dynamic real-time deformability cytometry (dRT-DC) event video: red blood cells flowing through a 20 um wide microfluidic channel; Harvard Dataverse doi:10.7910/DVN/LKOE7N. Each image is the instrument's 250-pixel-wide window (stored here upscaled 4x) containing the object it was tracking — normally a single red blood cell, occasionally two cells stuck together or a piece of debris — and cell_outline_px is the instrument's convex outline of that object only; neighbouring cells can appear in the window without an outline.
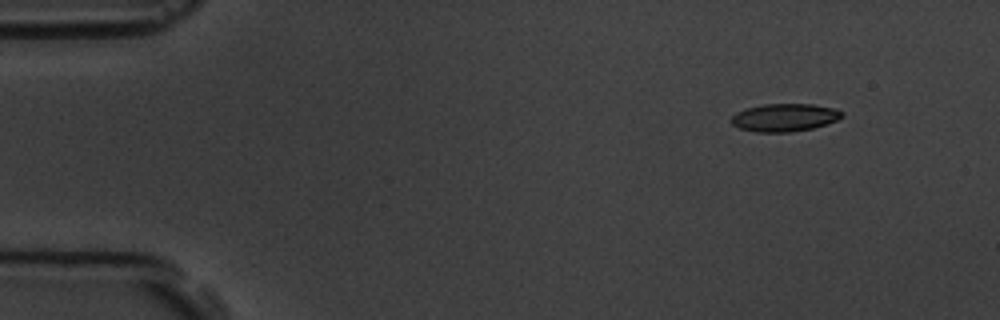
{"species": "common noctule bat (a hibernating species)", "species_latin": "Nyctalus noctula", "temperature_condition": "room temperature", "stored_images_in_passage": 5, "camera_frame_rate_fps": 3000, "um_per_image_px": 0.085, "animal": {"sex": "male", "body_mass_g": 19.5, "forearm_length_mm": 54.6}, "frame": {"image": 1, "passage_image": 1, "time_ms": 0.0, "image_size_px": [1000, 320], "cell_outline_px": [[844, 116], [836, 120], [812, 128], [788, 132], [756, 132], [740, 128], [732, 124], [732, 116], [736, 112], [748, 108], [764, 104], [812, 104], [836, 108], [844, 112]], "centroid_in_image_um": [66.71, 9.98], "position_along_channel_um": 18.3, "area_um2": 17.8}}
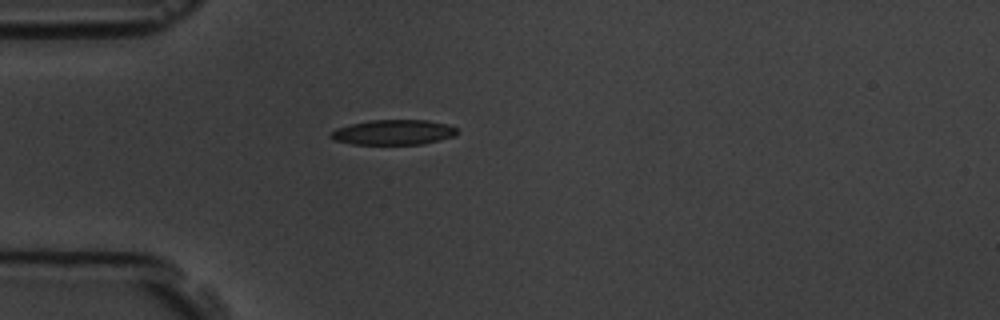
{"frame": {"image": 2, "passage_image": 4, "time_ms": 3.333, "image_size_px": [1000, 320], "cell_outline_px": [[460, 132], [452, 136], [440, 140], [424, 144], [352, 144], [332, 140], [328, 136], [328, 132], [336, 128], [368, 120], [428, 120], [448, 124], [456, 128]], "centroid_in_image_um": [33.41, 11.24], "position_along_channel_um": 51.6, "area_um2": 18.67}}